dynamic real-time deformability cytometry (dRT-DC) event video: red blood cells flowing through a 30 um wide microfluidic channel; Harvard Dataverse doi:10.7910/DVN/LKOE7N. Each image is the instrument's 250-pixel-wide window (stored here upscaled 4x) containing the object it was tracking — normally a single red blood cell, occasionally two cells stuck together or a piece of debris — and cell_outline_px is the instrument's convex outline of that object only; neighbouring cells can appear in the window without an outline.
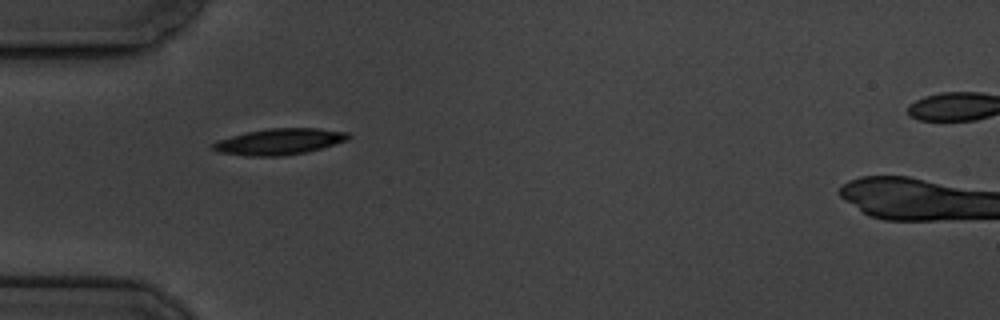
{"species": "common noctule bat (a hibernating species)", "species_latin": "Nyctalus noctula", "temperature_condition": "cold", "stored_images_in_passage": 2, "camera_frame_rate_fps": 3000, "um_per_image_px": 0.085, "animal": {"sex": "male", "body_mass_g": 19.5, "forearm_length_mm": 54.6}, "frame": {"image": 1, "passage_image": 1, "time_ms": 0.0, "image_size_px": [1000, 320], "cell_outline_px": [[352, 136], [348, 140], [308, 152], [284, 156], [244, 156], [216, 152], [208, 144], [232, 136], [248, 132], [268, 128], [320, 128], [348, 132]], "centroid_in_image_um": [23.75, 12.04], "position_along_channel_um": 61.3, "area_um2": 20.87}}